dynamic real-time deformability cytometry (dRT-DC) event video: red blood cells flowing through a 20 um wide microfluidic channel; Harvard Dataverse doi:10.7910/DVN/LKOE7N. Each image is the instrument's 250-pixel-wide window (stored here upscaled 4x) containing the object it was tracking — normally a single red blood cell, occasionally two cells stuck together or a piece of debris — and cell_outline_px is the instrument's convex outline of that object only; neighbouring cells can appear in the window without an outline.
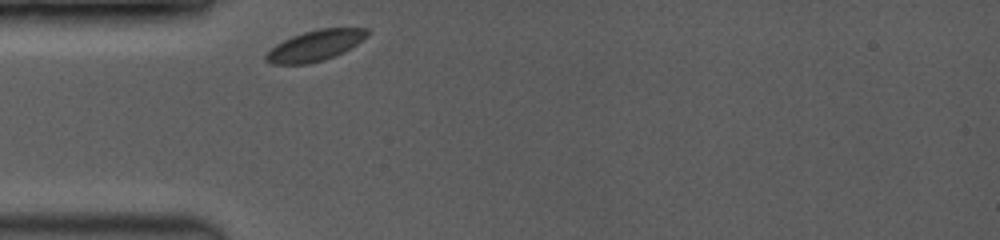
{"species": "common noctule bat (a hibernating species)", "species_latin": "Nyctalus noctula", "temperature_condition": "room temperature", "stored_images_in_passage": 18, "camera_frame_rate_fps": 3500, "um_per_image_px": 0.085, "animal": {"sex": "female", "body_mass_g": 19.0, "forearm_length_mm": 53.3}, "frame": {"image": 1, "passage_image": 1, "time_ms": 0.0, "image_size_px": [1000, 240], "cell_outline_px": [[372, 32], [364, 40], [344, 52], [324, 60], [308, 64], [272, 64], [264, 60], [264, 56], [276, 44], [292, 36], [304, 32], [320, 28], [368, 28]], "centroid_in_image_um": [26.84, 3.87], "position_along_channel_um": 58.2, "area_um2": 18.26}}
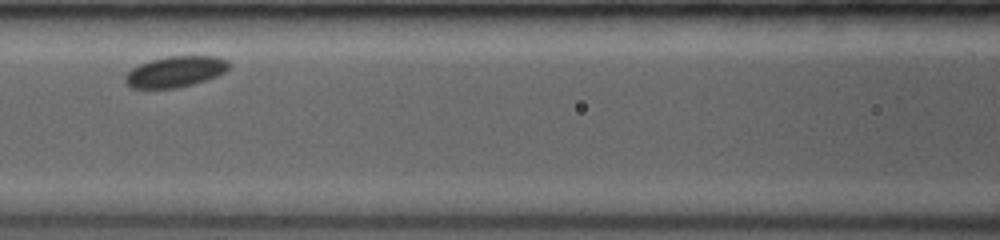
{"frame": {"image": 2, "passage_image": 6, "time_ms": 2.571, "image_size_px": [1000, 240], "cell_outline_px": [[228, 68], [224, 72], [216, 76], [192, 84], [176, 88], [132, 88], [124, 80], [124, 76], [132, 68], [140, 64], [152, 60], [168, 56], [216, 56], [228, 60]], "centroid_in_image_um": [14.89, 6.09], "position_along_channel_um": 151.7, "area_um2": 18.44}}
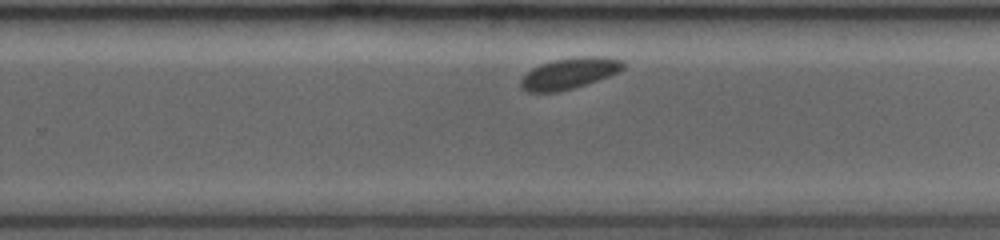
{"frame": {"image": 3, "passage_image": 16, "time_ms": 6.0, "image_size_px": [1000, 240], "cell_outline_px": [[628, 64], [620, 72], [572, 88], [556, 92], [528, 92], [520, 88], [520, 80], [532, 68], [540, 64], [552, 60], [576, 56], [608, 56], [624, 60]], "centroid_in_image_um": [48.44, 6.2], "position_along_channel_um": 281.4, "area_um2": 18.79}}